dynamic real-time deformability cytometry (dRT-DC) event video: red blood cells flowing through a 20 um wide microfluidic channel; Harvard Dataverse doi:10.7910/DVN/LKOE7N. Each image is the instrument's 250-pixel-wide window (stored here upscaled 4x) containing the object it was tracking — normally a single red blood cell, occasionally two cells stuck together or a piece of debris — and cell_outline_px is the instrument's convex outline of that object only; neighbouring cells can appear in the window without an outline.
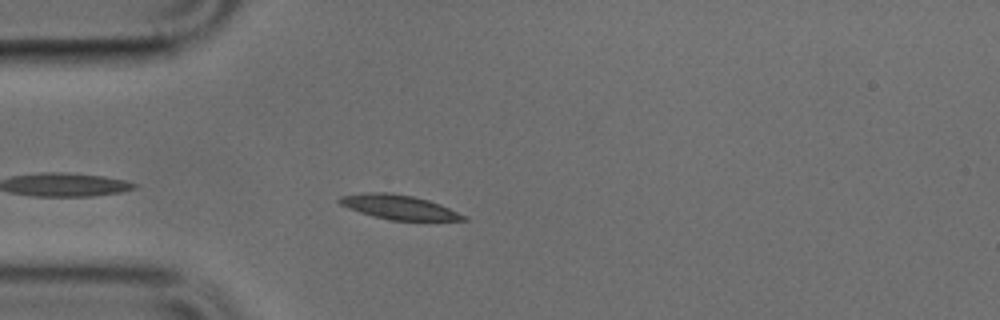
{"species": "common noctule bat (a hibernating species)", "species_latin": "Nyctalus noctula", "temperature_condition": "cold", "stored_images_in_passage": 36, "camera_frame_rate_fps": 3000, "um_per_image_px": 0.085, "animal": {"sex": "male", "body_mass_g": 17.9, "forearm_length_mm": 54.2}, "frame": {"image": 1, "passage_image": 1, "time_ms": 0.0, "image_size_px": [1000, 320], "cell_outline_px": [[468, 220], [392, 220], [360, 212], [348, 208], [340, 204], [336, 200], [340, 196], [368, 192], [388, 192], [412, 196], [428, 200], [440, 204], [468, 216]], "centroid_in_image_um": [33.91, 17.59], "position_along_channel_um": 51.1, "area_um2": 17.46}}
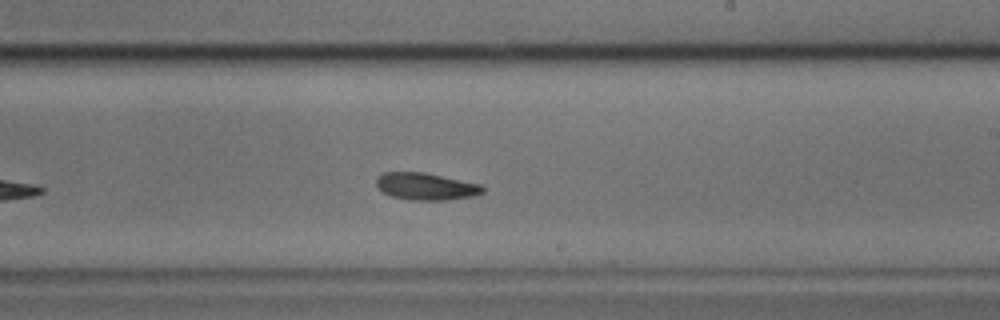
{"frame": {"image": 2, "passage_image": 17, "time_ms": 5.333, "image_size_px": [1000, 320], "cell_outline_px": [[484, 192], [472, 196], [444, 200], [412, 200], [392, 196], [384, 192], [376, 184], [376, 180], [384, 172], [424, 172], [484, 184]], "centroid_in_image_um": [36.26, 15.84], "position_along_channel_um": 252.7, "area_um2": 16.76}}
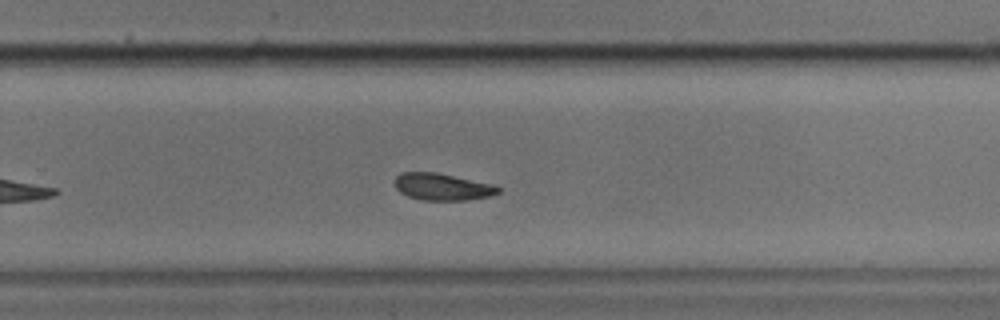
{"frame": {"image": 3, "passage_image": 20, "time_ms": 6.333, "image_size_px": [1000, 320], "cell_outline_px": [[500, 192], [492, 196], [464, 200], [420, 200], [408, 196], [400, 192], [396, 188], [392, 180], [400, 172], [436, 172], [492, 184], [500, 188]], "centroid_in_image_um": [37.55, 15.87], "position_along_channel_um": 292.2, "area_um2": 16.36}}